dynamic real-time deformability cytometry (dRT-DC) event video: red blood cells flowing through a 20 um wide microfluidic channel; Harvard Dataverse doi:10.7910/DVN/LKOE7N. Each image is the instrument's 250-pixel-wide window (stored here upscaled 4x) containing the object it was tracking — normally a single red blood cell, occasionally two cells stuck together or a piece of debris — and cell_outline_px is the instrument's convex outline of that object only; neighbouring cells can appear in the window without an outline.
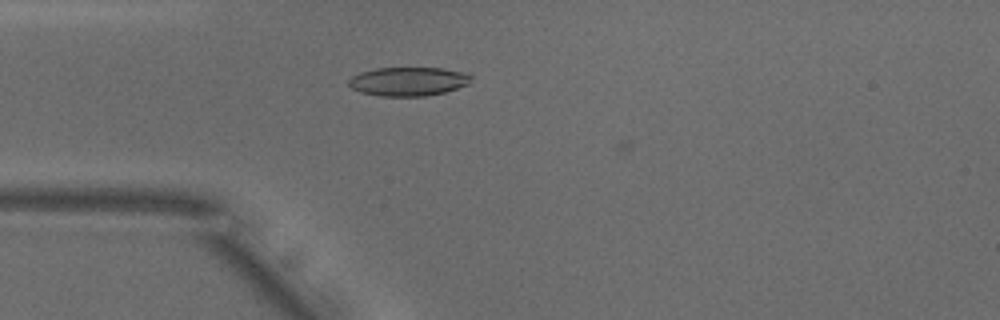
{"species": "common noctule bat (a hibernating species)", "species_latin": "Nyctalus noctula", "temperature_condition": "warm", "stored_images_in_passage": 5, "camera_frame_rate_fps": 3000, "um_per_image_px": 0.085, "animal": {"sex": "male", "body_mass_g": 18.8}, "frame": {"image": 1, "passage_image": 4, "time_ms": 1.0, "image_size_px": [1000, 320], "cell_outline_px": [[472, 76], [468, 84], [444, 92], [424, 96], [380, 96], [360, 92], [352, 88], [348, 84], [348, 80], [352, 76], [360, 72], [376, 68], [440, 68], [460, 72]], "centroid_in_image_um": [34.65, 6.92], "position_along_channel_um": 50.4, "area_um2": 20.35}}